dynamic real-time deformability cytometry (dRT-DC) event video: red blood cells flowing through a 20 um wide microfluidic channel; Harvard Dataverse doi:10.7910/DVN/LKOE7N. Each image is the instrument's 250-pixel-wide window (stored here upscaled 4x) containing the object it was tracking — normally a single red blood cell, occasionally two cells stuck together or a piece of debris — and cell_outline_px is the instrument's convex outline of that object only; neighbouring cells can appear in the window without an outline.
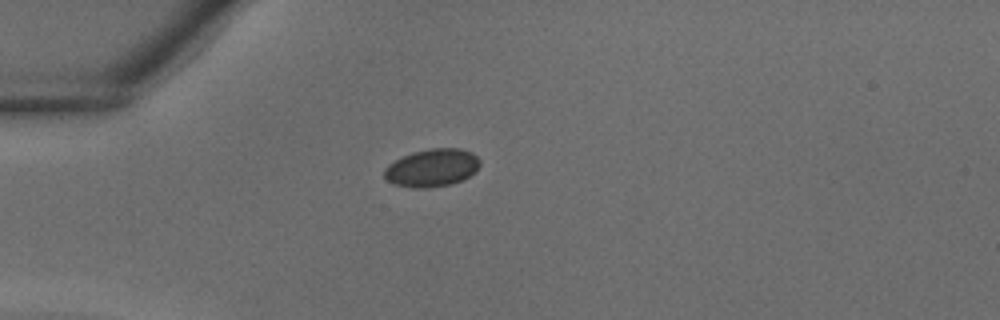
{"species": "common noctule bat (a hibernating species)", "species_latin": "Nyctalus noctula", "temperature_condition": "warm", "stored_images_in_passage": 21, "camera_frame_rate_fps": 3000, "um_per_image_px": 0.085, "animal": {"sex": "male", "body_mass_g": 18.8}, "frame": {"image": 1, "passage_image": 1, "time_ms": 0.0, "image_size_px": [1000, 320], "cell_outline_px": [[480, 164], [468, 176], [460, 180], [448, 184], [428, 188], [412, 188], [392, 184], [384, 176], [384, 168], [388, 164], [412, 152], [432, 148], [460, 148], [472, 152], [480, 160]], "centroid_in_image_um": [36.68, 14.26], "position_along_channel_um": 48.3, "area_um2": 20.87}}
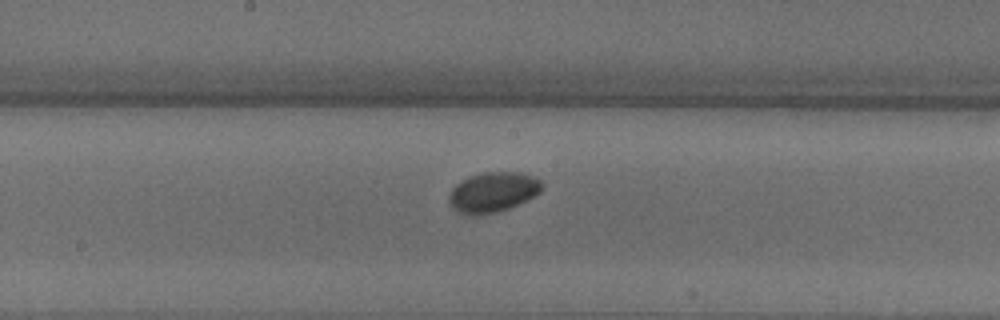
{"frame": {"image": 2, "passage_image": 11, "time_ms": 3.333, "image_size_px": [1000, 320], "cell_outline_px": [[544, 184], [540, 192], [508, 208], [496, 212], [476, 216], [468, 216], [452, 208], [448, 200], [448, 196], [452, 188], [460, 180], [468, 176], [484, 172], [520, 172], [532, 176], [540, 180]], "centroid_in_image_um": [41.85, 16.33], "position_along_channel_um": 206.4, "area_um2": 21.73}}
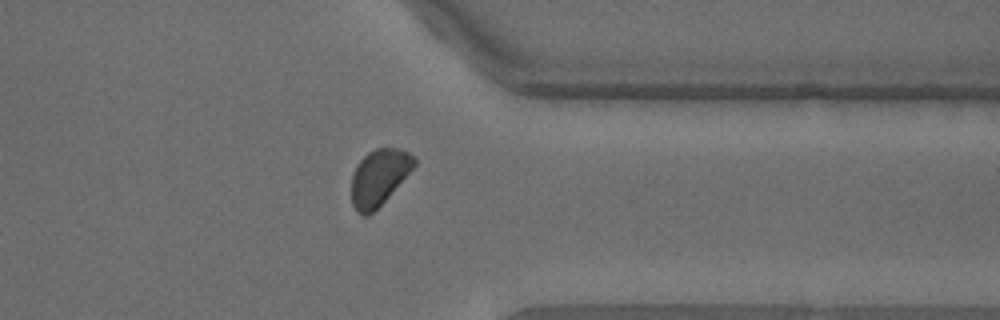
{"frame": {"image": 3, "passage_image": 21, "time_ms": 6.667, "image_size_px": [1000, 320], "cell_outline_px": [[416, 164], [388, 196], [368, 216], [364, 216], [356, 212], [352, 204], [352, 176], [356, 164], [368, 152], [376, 148], [400, 148], [408, 152], [416, 160]], "centroid_in_image_um": [32.19, 15.06], "position_along_channel_um": 379.2, "area_um2": 20.17}}